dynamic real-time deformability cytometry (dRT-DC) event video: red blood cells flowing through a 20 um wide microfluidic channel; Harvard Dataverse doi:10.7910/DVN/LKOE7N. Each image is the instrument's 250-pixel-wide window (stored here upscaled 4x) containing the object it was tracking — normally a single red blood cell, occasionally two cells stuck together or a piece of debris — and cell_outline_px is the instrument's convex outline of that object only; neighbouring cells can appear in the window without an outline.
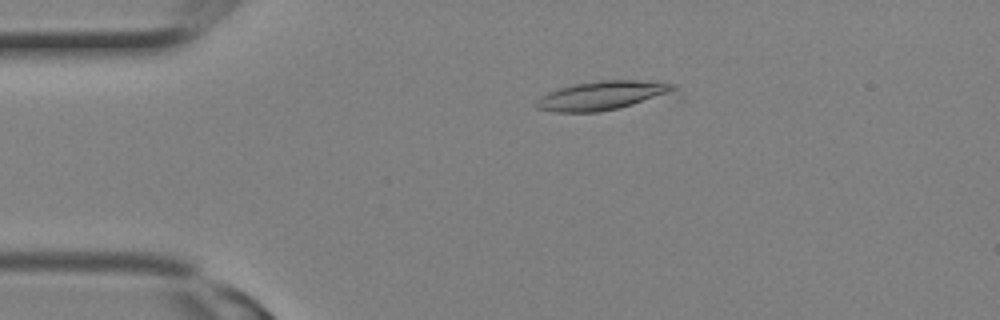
{"species": "Egyptian fruit bat (a non-hibernating species)", "species_latin": "Rousettus aegyptiacus", "temperature_condition": "room temperature", "stored_images_in_passage": 7, "camera_frame_rate_fps": 3000, "um_per_image_px": 0.085, "animal": {"sex": "female"}, "frame": {"image": 1, "passage_image": 6, "time_ms": 1.667, "image_size_px": [1000, 320], "cell_outline_px": [[680, 96], [620, 108], [596, 112], [556, 112], [536, 108], [536, 104], [540, 96], [548, 92], [572, 84], [596, 80], [636, 80], [676, 84]], "centroid_in_image_um": [51.43, 8.12], "position_along_channel_um": 33.6, "area_um2": 24.33}}